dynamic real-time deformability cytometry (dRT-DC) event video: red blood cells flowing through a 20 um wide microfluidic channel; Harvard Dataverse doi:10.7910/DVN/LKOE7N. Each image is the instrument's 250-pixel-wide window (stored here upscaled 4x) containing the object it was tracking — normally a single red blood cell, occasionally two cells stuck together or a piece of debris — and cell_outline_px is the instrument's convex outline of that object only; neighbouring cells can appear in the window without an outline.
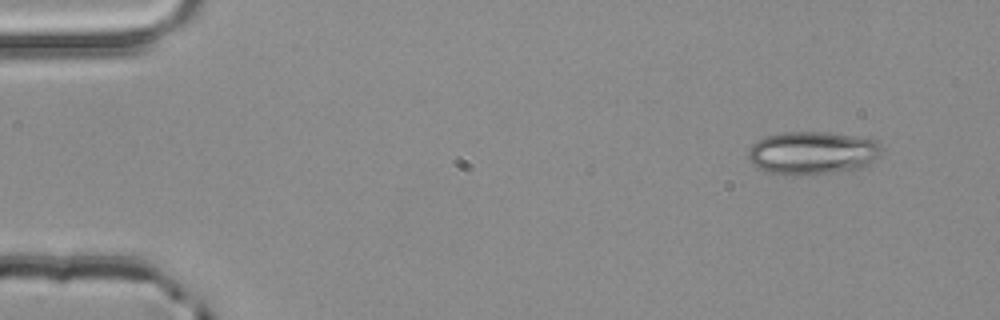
{"species": "common noctule bat (a hibernating species)", "species_latin": "Nyctalus noctula", "temperature_condition": "room temperature", "stored_images_in_passage": 3, "camera_frame_rate_fps": 3000, "um_per_image_px": 0.085, "animal": {"sex": "male", "body_mass_g": 20.4}, "frame": {"image": 1, "passage_image": 1, "time_ms": 0.0, "image_size_px": [1000, 320], "cell_outline_px": [[884, 148], [880, 156], [876, 160], [860, 168], [812, 176], [788, 176], [768, 172], [752, 164], [748, 160], [748, 148], [756, 140], [764, 136], [784, 132], [824, 132], [852, 136], [876, 140]], "centroid_in_image_um": [69.04, 13.02], "position_along_channel_um": 16.0, "area_um2": 34.16}}